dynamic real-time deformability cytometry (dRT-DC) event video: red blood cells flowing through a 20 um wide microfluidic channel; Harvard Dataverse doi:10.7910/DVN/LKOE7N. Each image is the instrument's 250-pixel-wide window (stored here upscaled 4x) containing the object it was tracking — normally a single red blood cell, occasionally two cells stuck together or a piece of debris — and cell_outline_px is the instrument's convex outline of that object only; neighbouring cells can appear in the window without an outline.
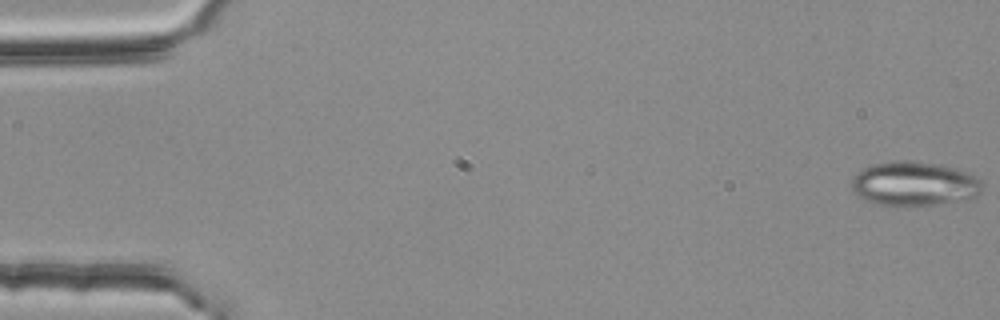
{"species": "common noctule bat (a hibernating species)", "species_latin": "Nyctalus noctula", "temperature_condition": "room temperature", "stored_images_in_passage": 55, "camera_frame_rate_fps": 3000, "um_per_image_px": 0.085, "animal": {"sex": "female", "body_mass_g": 25.1}, "frame": {"image": 1, "passage_image": 1, "time_ms": 0.0, "image_size_px": [1000, 320], "cell_outline_px": [[984, 188], [976, 196], [936, 204], [876, 204], [864, 200], [852, 192], [852, 176], [856, 172], [872, 164], [896, 160], [916, 160], [956, 168], [968, 172], [976, 176], [984, 184]], "centroid_in_image_um": [77.68, 15.58], "position_along_channel_um": 7.3, "area_um2": 33.58}}
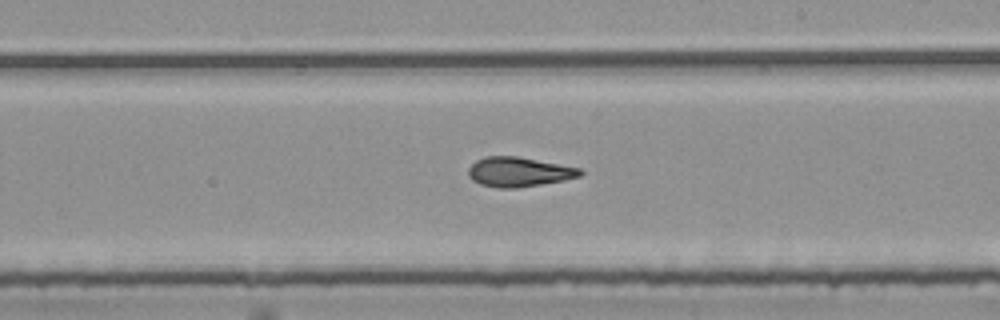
{"frame": {"image": 2, "passage_image": 32, "time_ms": 10.333, "image_size_px": [1000, 320], "cell_outline_px": [[584, 172], [580, 176], [564, 180], [516, 188], [500, 188], [480, 184], [472, 180], [468, 176], [468, 168], [476, 160], [484, 156], [516, 156], [580, 168]], "centroid_in_image_um": [44.07, 14.61], "position_along_channel_um": 244.9, "area_um2": 19.19}}
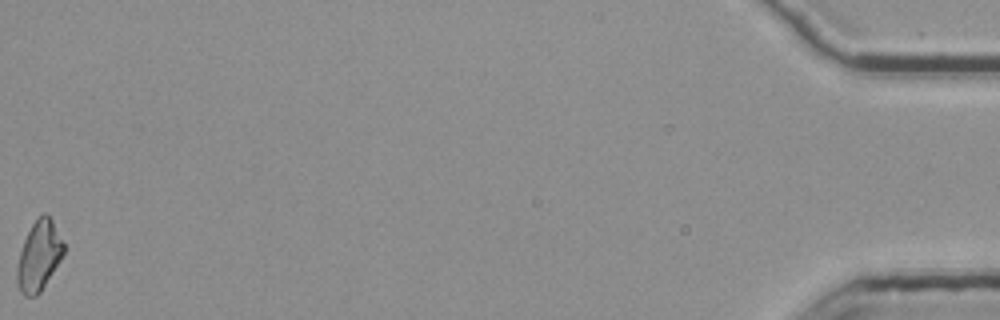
{"frame": {"image": 3, "passage_image": 55, "time_ms": 18.0, "image_size_px": [1000, 320], "cell_outline_px": [[64, 252], [60, 260], [40, 292], [36, 296], [24, 296], [20, 292], [16, 280], [16, 264], [24, 240], [32, 224], [44, 212], [52, 220], [64, 244]], "centroid_in_image_um": [3.28, 21.78], "position_along_channel_um": 431.9, "area_um2": 18.73}, "authors_computed_cell_mechanics": {"area_um2": 19.1896, "velocity_mm_per_s": 3.7782, "shape_relaxation_time_tau1_ms": null, "shape_relaxation_time_tau2_ms": 1.9885, "deformation_change_tau1": null, "deformation_change_tau2": 0.0973}}